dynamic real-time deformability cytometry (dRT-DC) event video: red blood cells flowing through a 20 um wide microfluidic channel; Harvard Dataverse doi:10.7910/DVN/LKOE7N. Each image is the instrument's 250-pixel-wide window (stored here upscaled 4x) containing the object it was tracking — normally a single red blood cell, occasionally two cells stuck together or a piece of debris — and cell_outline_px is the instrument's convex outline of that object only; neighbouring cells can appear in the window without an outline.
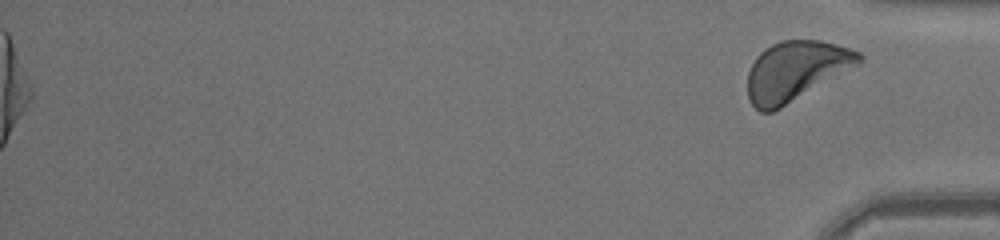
{"species": "human", "species_latin": "Homo sapiens", "temperature_condition": "warm", "stored_images_in_passage": 48, "segment_of_instrument_passage": [2, 2], "camera_frame_rate_fps": 3000, "um_per_image_px": 0.085, "donor": {"sex": "male"}, "frame": {"image": 1, "passage_image": 48, "time_ms": 15.667, "image_size_px": [1000, 240], "cell_outline_px": [[864, 60], [860, 64], [780, 108], [772, 112], [760, 112], [748, 100], [748, 72], [756, 56], [764, 48], [780, 40], [820, 40], [836, 44], [860, 52], [864, 56]], "centroid_in_image_um": [67.64, 6.01], "position_along_channel_um": 367.6, "area_um2": 38.67}}